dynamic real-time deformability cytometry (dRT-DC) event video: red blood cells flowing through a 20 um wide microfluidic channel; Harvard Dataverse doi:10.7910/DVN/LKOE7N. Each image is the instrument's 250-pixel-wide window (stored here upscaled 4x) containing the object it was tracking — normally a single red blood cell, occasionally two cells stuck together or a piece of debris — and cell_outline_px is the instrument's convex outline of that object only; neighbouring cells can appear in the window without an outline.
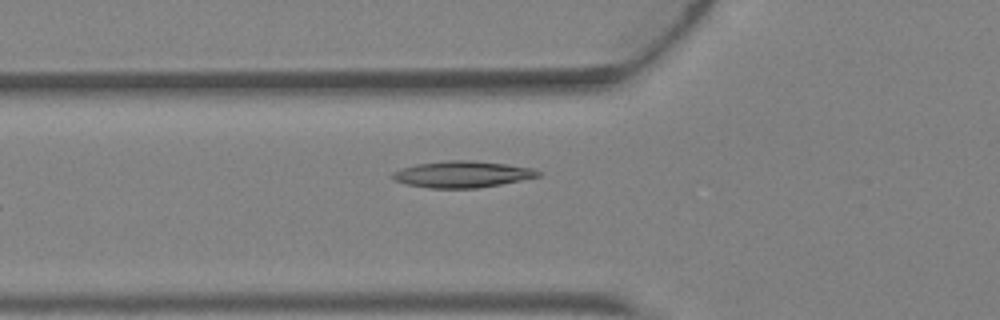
{"species": "Egyptian fruit bat (a non-hibernating species)", "species_latin": "Rousettus aegyptiacus", "temperature_condition": "warm", "stored_images_in_passage": 5, "camera_frame_rate_fps": 3000, "um_per_image_px": 0.085, "animal": {"sex": "female"}, "frame": {"image": 1, "passage_image": 5, "time_ms": 1.333, "image_size_px": [1000, 320], "cell_outline_px": [[544, 172], [540, 176], [500, 184], [476, 188], [428, 188], [408, 184], [396, 180], [388, 176], [392, 172], [400, 168], [416, 164], [448, 160], [472, 160], [504, 164], [532, 168]], "centroid_in_image_um": [39.27, 14.81], "position_along_channel_um": 86.5, "area_um2": 22.43}}